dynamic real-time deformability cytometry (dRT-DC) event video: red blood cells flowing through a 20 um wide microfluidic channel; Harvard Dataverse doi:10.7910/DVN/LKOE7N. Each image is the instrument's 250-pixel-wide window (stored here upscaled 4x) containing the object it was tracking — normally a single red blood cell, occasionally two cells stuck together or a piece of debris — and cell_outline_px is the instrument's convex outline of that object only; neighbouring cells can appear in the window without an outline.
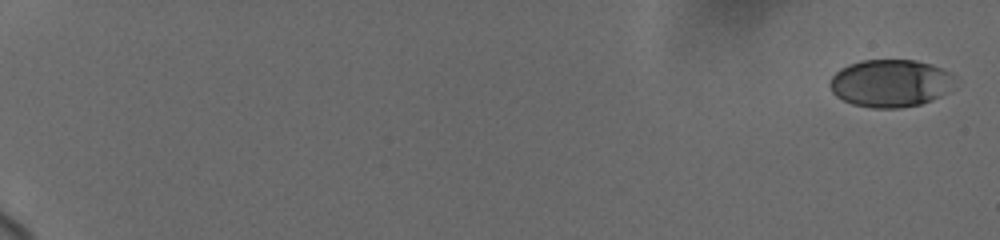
{"species": "human", "species_latin": "Homo sapiens", "temperature_condition": "cold", "stored_images_in_passage": 6, "camera_frame_rate_fps": 3000, "um_per_image_px": 0.085, "donor": {"sex": "female"}, "frame": {"image": 1, "passage_image": 1, "time_ms": 0.0, "image_size_px": [1000, 240], "cell_outline_px": [[948, 72], [944, 92], [940, 96], [932, 100], [920, 104], [900, 108], [872, 108], [852, 104], [836, 96], [832, 92], [828, 84], [832, 76], [840, 68], [848, 64], [860, 60], [916, 60], [940, 68]], "centroid_in_image_um": [75.51, 7.08], "position_along_channel_um": 9.5, "area_um2": 33.81}}